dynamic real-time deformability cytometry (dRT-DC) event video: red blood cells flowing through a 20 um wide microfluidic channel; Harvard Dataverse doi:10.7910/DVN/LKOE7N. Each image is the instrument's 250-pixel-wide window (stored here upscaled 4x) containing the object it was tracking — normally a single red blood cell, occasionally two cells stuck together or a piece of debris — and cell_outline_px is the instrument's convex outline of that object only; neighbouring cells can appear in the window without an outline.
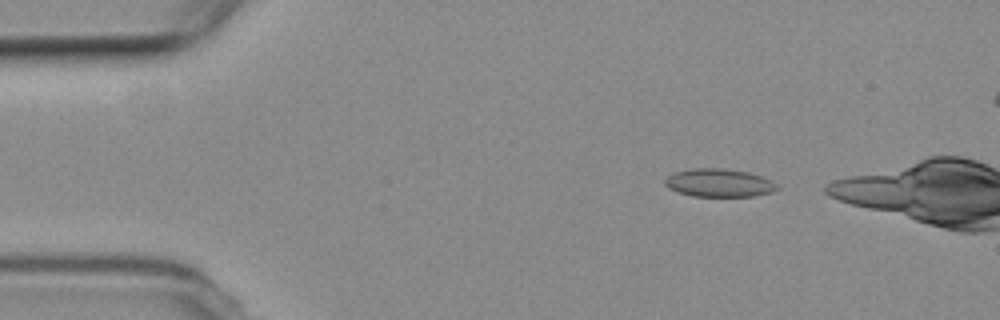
{"species": "common noctule bat (a hibernating species)", "species_latin": "Nyctalus noctula", "temperature_condition": "room temperature", "stored_images_in_passage": 4, "camera_frame_rate_fps": 3000, "um_per_image_px": 0.085, "animal": {"sex": "female", "body_mass_g": 19.3, "forearm_length_mm": 54.1}, "frame": {"image": 1, "passage_image": 2, "time_ms": 1.0, "image_size_px": [1000, 320], "cell_outline_px": [[780, 188], [772, 192], [756, 196], [692, 196], [668, 188], [664, 184], [664, 180], [668, 176], [676, 172], [692, 168], [724, 168], [748, 172], [772, 180]], "centroid_in_image_um": [61.14, 15.54], "position_along_channel_um": 23.9, "area_um2": 18.38}}